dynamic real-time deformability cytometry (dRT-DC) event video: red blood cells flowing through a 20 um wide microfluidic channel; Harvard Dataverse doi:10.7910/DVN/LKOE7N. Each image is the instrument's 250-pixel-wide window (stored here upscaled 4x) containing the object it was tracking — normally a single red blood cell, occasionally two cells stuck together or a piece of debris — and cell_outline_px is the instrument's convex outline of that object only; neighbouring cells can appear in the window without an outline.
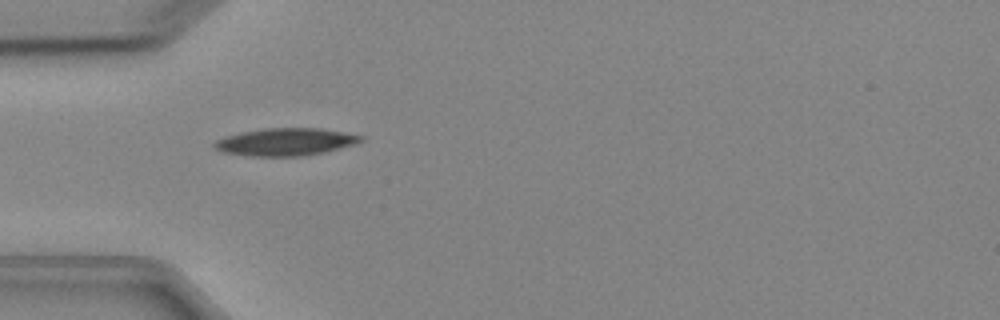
{"species": "Egyptian fruit bat (a non-hibernating species)", "species_latin": "Rousettus aegyptiacus", "temperature_condition": "cold", "stored_images_in_passage": 5, "camera_frame_rate_fps": 3000, "um_per_image_px": 0.085, "animal": {"sex": "female"}, "frame": {"image": 1, "passage_image": 4, "time_ms": 3.333, "image_size_px": [1000, 320], "cell_outline_px": [[364, 140], [356, 144], [324, 152], [304, 156], [248, 156], [224, 152], [212, 148], [212, 144], [216, 140], [240, 132], [264, 128], [320, 128], [364, 136]], "centroid_in_image_um": [24.26, 12.06], "position_along_channel_um": 60.7, "area_um2": 23.52}}